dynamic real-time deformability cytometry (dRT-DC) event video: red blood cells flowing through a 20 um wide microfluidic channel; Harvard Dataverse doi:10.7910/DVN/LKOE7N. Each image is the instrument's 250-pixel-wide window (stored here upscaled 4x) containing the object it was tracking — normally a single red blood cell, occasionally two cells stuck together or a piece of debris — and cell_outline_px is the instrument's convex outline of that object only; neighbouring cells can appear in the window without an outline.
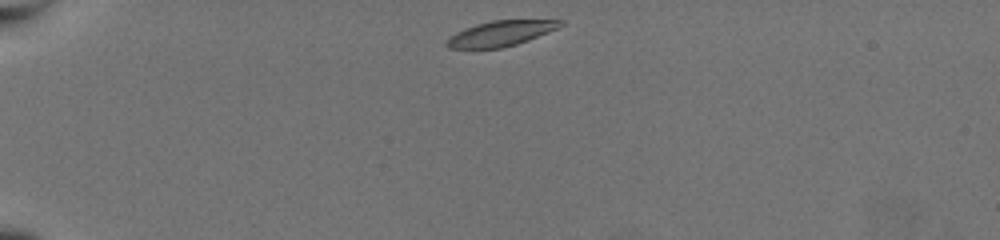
{"species": "common noctule bat (a hibernating species)", "species_latin": "Nyctalus noctula", "temperature_condition": "warm", "stored_images_in_passage": 44, "camera_frame_rate_fps": 3000, "um_per_image_px": 0.085, "animal": {"sex": "female", "body_mass_g": 19.5, "forearm_length_mm": 54.1}, "frame": {"image": 1, "passage_image": 1, "time_ms": 0.0, "image_size_px": [1000, 240], "cell_outline_px": [[564, 24], [548, 32], [528, 40], [516, 44], [500, 48], [448, 48], [444, 44], [444, 40], [448, 36], [464, 28], [476, 24], [492, 20], [564, 20]], "centroid_in_image_um": [42.49, 2.84], "position_along_channel_um": 42.5, "area_um2": 16.76}}
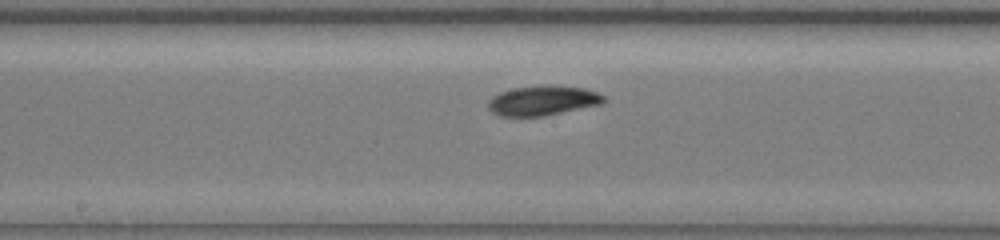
{"frame": {"image": 2, "passage_image": 19, "time_ms": 6.0, "image_size_px": [1000, 240], "cell_outline_px": [[604, 100], [600, 104], [544, 116], [500, 116], [492, 112], [488, 108], [488, 100], [492, 96], [500, 92], [512, 88], [544, 84], [548, 84], [584, 88], [596, 92], [604, 96]], "centroid_in_image_um": [46.08, 8.53], "position_along_channel_um": 202.1, "area_um2": 20.11}}
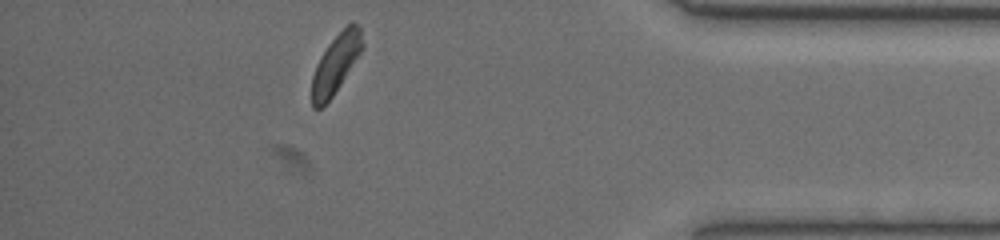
{"frame": {"image": 3, "passage_image": 38, "time_ms": 12.333, "image_size_px": [1000, 240], "cell_outline_px": [[364, 48], [332, 96], [320, 108], [312, 108], [312, 76], [316, 64], [320, 56], [328, 44], [352, 20], [360, 28], [364, 44]], "centroid_in_image_um": [28.55, 5.39], "position_along_channel_um": 406.7, "area_um2": 17.11}, "authors_computed_cell_mechanics": {"area_um2": 18.6405, "velocity_mm_per_s": 3.6869, "shape_relaxation_time_tau1_ms": 1.7891, "shape_relaxation_time_tau2_ms": 4.1214, "deformation_change_tau1": 0.1088, "deformation_change_tau2": 0.0673}}